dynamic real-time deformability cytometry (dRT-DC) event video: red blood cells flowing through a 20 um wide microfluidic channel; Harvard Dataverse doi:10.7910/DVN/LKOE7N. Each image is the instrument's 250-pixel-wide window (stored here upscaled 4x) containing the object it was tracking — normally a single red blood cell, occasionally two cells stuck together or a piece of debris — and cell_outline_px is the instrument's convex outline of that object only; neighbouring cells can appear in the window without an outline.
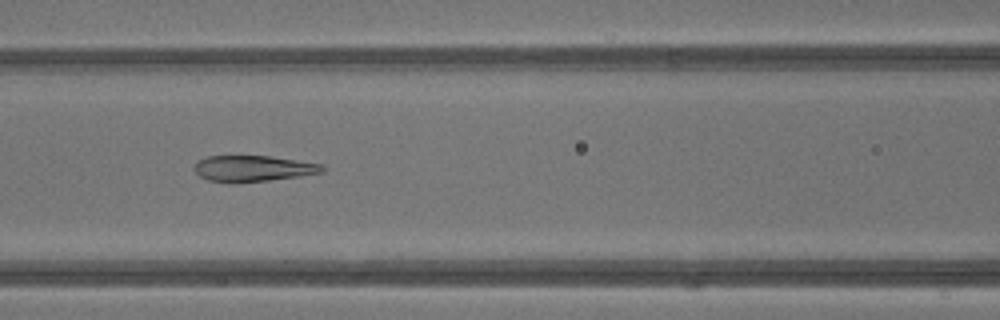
{"species": "common noctule bat (a hibernating species)", "species_latin": "Nyctalus noctula", "temperature_condition": "warm", "stored_images_in_passage": 41, "camera_frame_rate_fps": 3000, "um_per_image_px": 0.085, "animal": {"sex": "male", "body_mass_g": 13.3}, "frame": {"image": 1, "passage_image": 18, "time_ms": 5.667, "image_size_px": [1000, 320], "cell_outline_px": [[324, 172], [268, 180], [232, 184], [228, 184], [208, 180], [200, 176], [192, 168], [196, 160], [208, 156], [268, 156], [320, 164], [324, 168]], "centroid_in_image_um": [21.39, 14.33], "position_along_channel_um": 145.2, "area_um2": 19.42}}
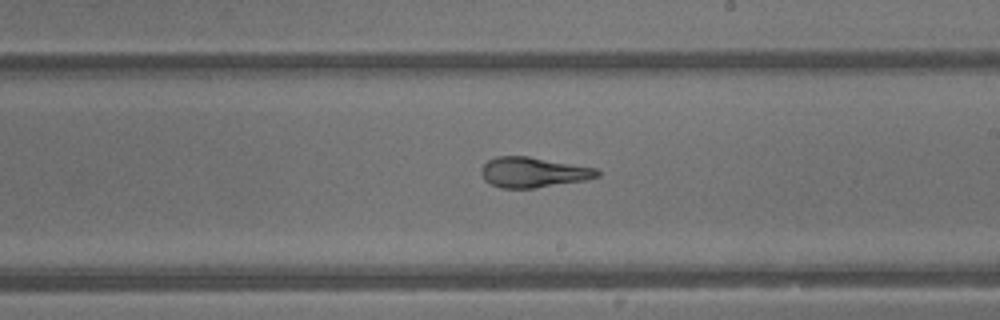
{"frame": {"image": 2, "passage_image": 24, "time_ms": 7.667, "image_size_px": [1000, 320], "cell_outline_px": [[600, 176], [584, 180], [536, 188], [500, 188], [484, 180], [480, 172], [480, 168], [488, 160], [496, 156], [528, 156], [596, 168], [600, 172]], "centroid_in_image_um": [45.29, 14.64], "position_along_channel_um": 243.7, "area_um2": 20.46}}
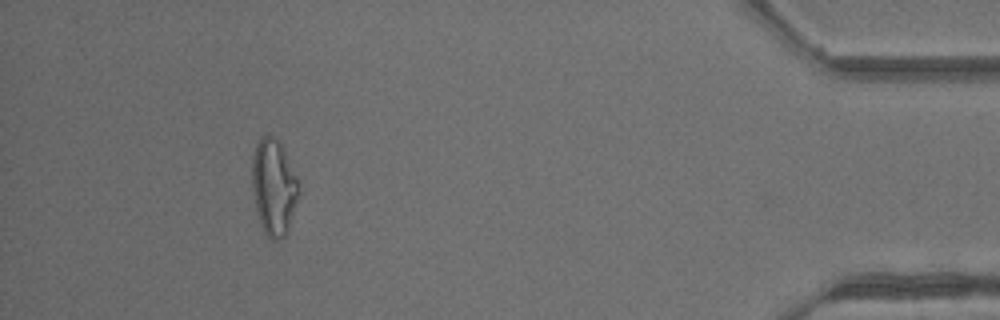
{"frame": {"image": 3, "passage_image": 38, "time_ms": 12.333, "image_size_px": [1000, 320], "cell_outline_px": [[300, 192], [288, 232], [280, 240], [272, 240], [264, 232], [260, 224], [256, 208], [252, 188], [252, 156], [256, 144], [260, 136], [264, 132], [272, 136], [280, 144], [296, 176]], "centroid_in_image_um": [23.26, 15.92], "position_along_channel_um": 411.9, "area_um2": 26.18}, "authors_computed_cell_mechanics": {"area_um2": 23.698, "velocity_mm_per_s": 4.9393, "shape_relaxation_time_tau1_ms": null, "shape_relaxation_time_tau2_ms": 1.5803, "deformation_change_tau1": null, "deformation_change_tau2": 0.051}}